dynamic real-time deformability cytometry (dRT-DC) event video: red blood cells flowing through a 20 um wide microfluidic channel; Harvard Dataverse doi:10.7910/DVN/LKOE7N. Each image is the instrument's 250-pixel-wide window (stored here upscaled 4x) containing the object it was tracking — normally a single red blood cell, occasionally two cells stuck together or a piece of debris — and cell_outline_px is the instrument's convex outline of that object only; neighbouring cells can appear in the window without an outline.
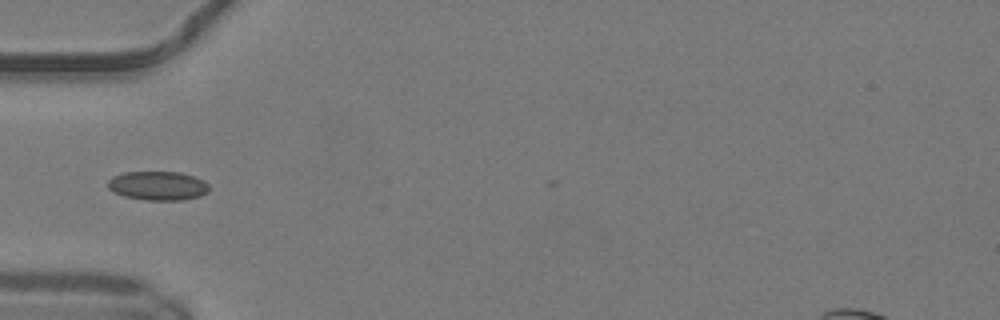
{"species": "common noctule bat (a hibernating species)", "species_latin": "Nyctalus noctula", "temperature_condition": "warm", "stored_images_in_passage": 3, "camera_frame_rate_fps": 3000, "um_per_image_px": 0.085, "animal": {"sex": "male", "body_mass_g": 19.2, "forearm_length_mm": 51.8}, "frame": {"image": 1, "passage_image": 1, "time_ms": 0.0, "image_size_px": [1000, 320], "cell_outline_px": [[208, 192], [200, 196], [180, 200], [148, 200], [124, 196], [108, 188], [108, 180], [112, 176], [124, 172], [180, 172], [204, 180], [208, 184]], "centroid_in_image_um": [13.42, 15.78], "position_along_channel_um": 71.6, "area_um2": 16.99}}